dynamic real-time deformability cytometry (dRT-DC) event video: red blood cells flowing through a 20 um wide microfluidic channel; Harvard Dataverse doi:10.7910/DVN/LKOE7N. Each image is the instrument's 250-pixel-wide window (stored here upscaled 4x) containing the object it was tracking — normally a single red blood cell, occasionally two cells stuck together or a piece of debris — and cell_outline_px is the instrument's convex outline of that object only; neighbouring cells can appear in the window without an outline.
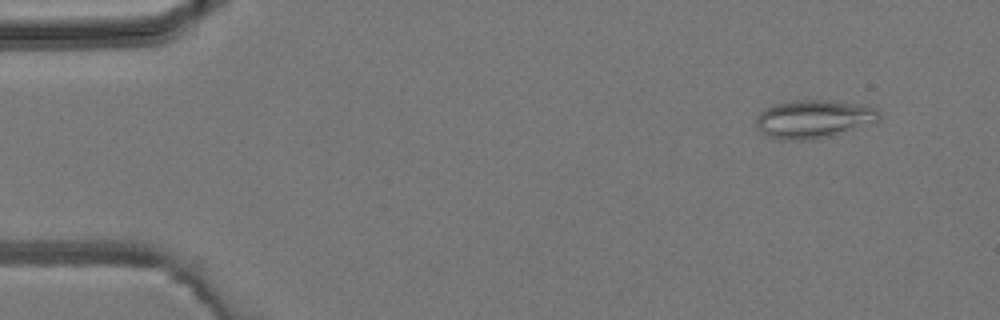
{"species": "common noctule bat (a hibernating species)", "species_latin": "Nyctalus noctula", "temperature_condition": "room temperature", "stored_images_in_passage": 6, "camera_frame_rate_fps": 3000, "um_per_image_px": 0.085, "animal": {"sex": "male", "body_mass_g": 19.2, "forearm_length_mm": 51.8}, "frame": {"image": 1, "passage_image": 2, "time_ms": 1.0, "image_size_px": [1000, 320], "cell_outline_px": [[880, 120], [832, 136], [812, 140], [784, 140], [768, 136], [760, 132], [756, 124], [756, 116], [760, 112], [776, 104], [796, 100], [824, 100], [856, 104], [876, 108], [880, 112]], "centroid_in_image_um": [69.15, 10.13], "position_along_channel_um": 15.9, "area_um2": 27.22}}